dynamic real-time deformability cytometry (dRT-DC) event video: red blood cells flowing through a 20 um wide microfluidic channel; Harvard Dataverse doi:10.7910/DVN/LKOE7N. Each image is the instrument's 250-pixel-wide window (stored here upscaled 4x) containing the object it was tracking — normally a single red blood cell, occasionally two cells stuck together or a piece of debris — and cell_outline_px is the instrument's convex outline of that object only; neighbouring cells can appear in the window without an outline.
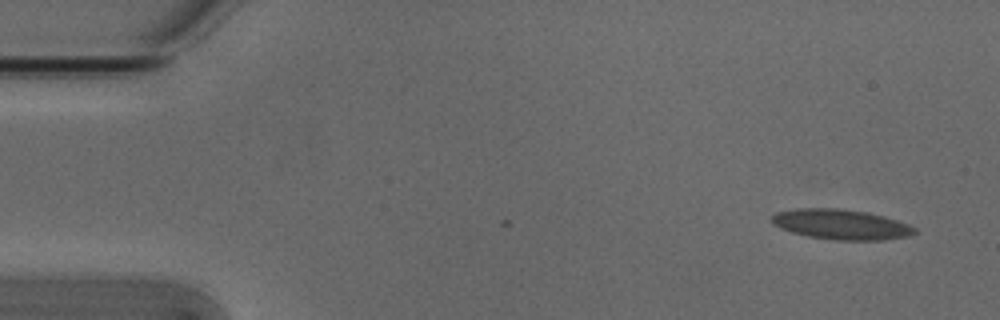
{"species": "Egyptian fruit bat (a non-hibernating species)", "species_latin": "Rousettus aegyptiacus", "temperature_condition": "cold", "stored_images_in_passage": 13, "camera_frame_rate_fps": 3000, "um_per_image_px": 0.085, "animal": {"sex": "male"}, "frame": {"image": 1, "passage_image": 1, "time_ms": 0.0, "image_size_px": [1000, 320], "cell_outline_px": [[916, 232], [908, 236], [884, 240], [836, 240], [808, 236], [792, 232], [780, 228], [772, 224], [772, 216], [776, 212], [800, 208], [836, 208], [868, 212], [884, 216], [908, 224], [916, 228]], "centroid_in_image_um": [71.49, 19.07], "position_along_channel_um": 13.5, "area_um2": 25.03}}
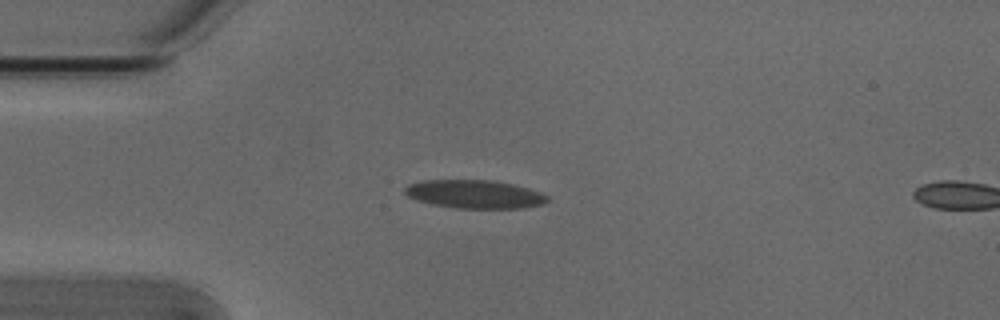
{"frame": {"image": 2, "passage_image": 11, "time_ms": 3.333, "image_size_px": [1000, 320], "cell_outline_px": [[548, 200], [540, 204], [524, 208], [456, 208], [432, 204], [408, 196], [404, 192], [404, 188], [408, 184], [420, 180], [492, 180], [512, 184], [528, 188], [540, 192], [548, 196]], "centroid_in_image_um": [40.32, 16.49], "position_along_channel_um": 44.7, "area_um2": 23.41}}